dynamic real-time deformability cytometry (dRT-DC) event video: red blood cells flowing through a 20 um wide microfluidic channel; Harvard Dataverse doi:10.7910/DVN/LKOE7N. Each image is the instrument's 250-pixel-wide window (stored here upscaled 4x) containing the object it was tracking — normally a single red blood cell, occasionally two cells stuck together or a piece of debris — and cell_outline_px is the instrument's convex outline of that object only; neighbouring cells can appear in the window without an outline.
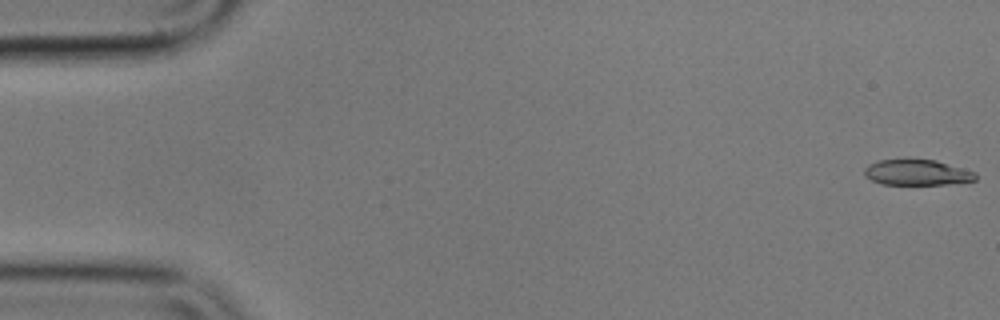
{"species": "common noctule bat (a hibernating species)", "species_latin": "Nyctalus noctula", "temperature_condition": "cold", "stored_images_in_passage": 55, "camera_frame_rate_fps": 3000, "um_per_image_px": 0.085, "animal": {"sex": "male", "body_mass_g": 17.9}, "frame": {"image": 1, "passage_image": 1, "time_ms": 0.0, "image_size_px": [1000, 320], "cell_outline_px": [[976, 180], [948, 184], [880, 184], [864, 176], [864, 168], [868, 164], [876, 160], [936, 160], [976, 172]], "centroid_in_image_um": [77.92, 14.66], "position_along_channel_um": 7.1, "area_um2": 16.53}}
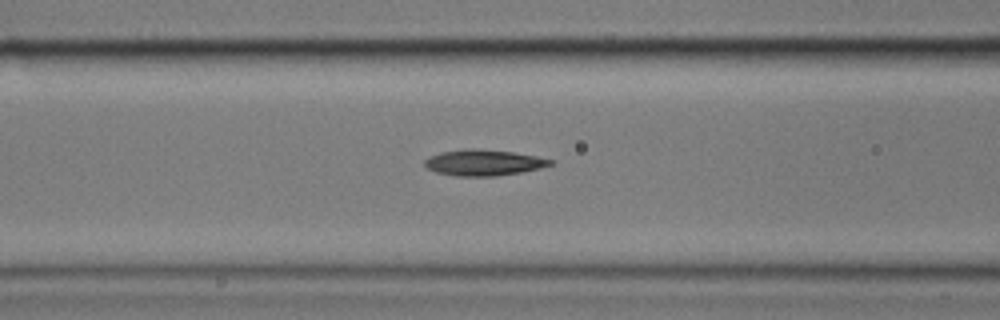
{"frame": {"image": 2, "passage_image": 22, "time_ms": 7.0, "image_size_px": [1000, 320], "cell_outline_px": [[552, 164], [540, 168], [520, 172], [496, 176], [456, 176], [436, 172], [428, 168], [424, 164], [424, 160], [428, 156], [440, 152], [472, 148], [476, 148], [512, 152], [536, 156], [552, 160]], "centroid_in_image_um": [41.06, 13.82], "position_along_channel_um": 125.5, "area_um2": 18.9}}
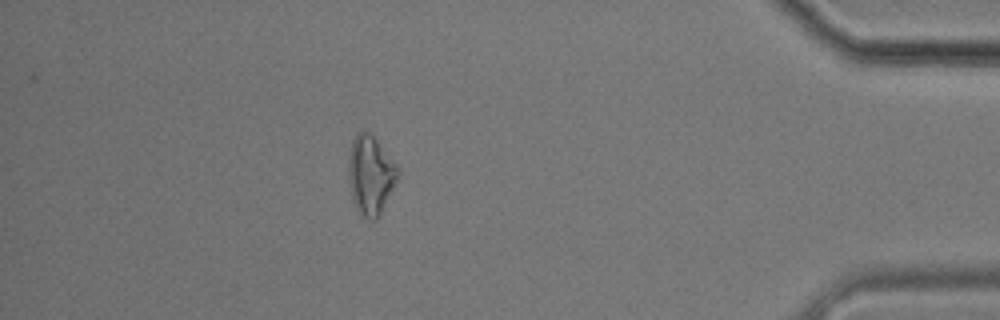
{"frame": {"image": 3, "passage_image": 49, "time_ms": 16.0, "image_size_px": [1000, 320], "cell_outline_px": [[400, 172], [376, 220], [372, 220], [360, 216], [352, 200], [348, 176], [348, 152], [352, 140], [356, 132], [364, 128], [376, 140], [396, 164]], "centroid_in_image_um": [31.44, 14.84], "position_along_channel_um": 403.8, "area_um2": 22.6}, "authors_computed_cell_mechanics": {"area_um2": 18.6694, "velocity_mm_per_s": 3.5983, "shape_relaxation_time_tau1_ms": null, "shape_relaxation_time_tau2_ms": 5.5599, "deformation_change_tau1": null, "deformation_change_tau2": 0.1707}}